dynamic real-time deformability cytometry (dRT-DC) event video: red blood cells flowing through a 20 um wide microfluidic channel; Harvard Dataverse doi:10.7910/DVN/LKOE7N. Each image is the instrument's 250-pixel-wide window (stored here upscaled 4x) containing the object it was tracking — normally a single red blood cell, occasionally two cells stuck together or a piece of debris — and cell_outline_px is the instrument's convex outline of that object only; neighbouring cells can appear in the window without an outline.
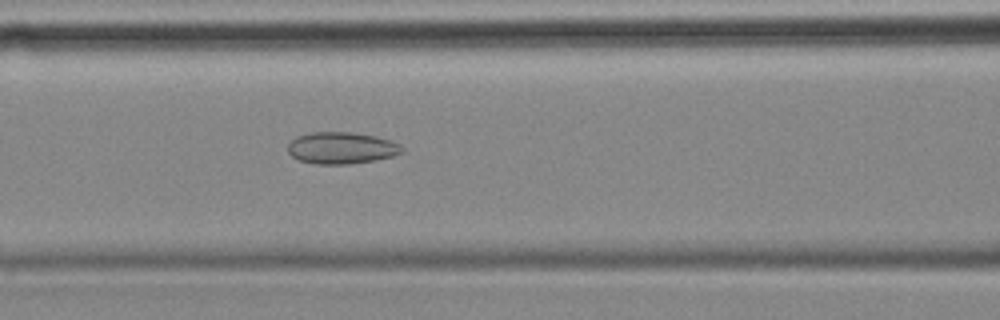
{"species": "common noctule bat (a hibernating species)", "species_latin": "Nyctalus noctula", "temperature_condition": "cold", "stored_images_in_passage": 49, "camera_frame_rate_fps": 3000, "um_per_image_px": 0.085, "animal": {"sex": "female", "body_mass_g": 18.4}, "frame": {"image": 1, "passage_image": 16, "time_ms": 5.0, "image_size_px": [1000, 320], "cell_outline_px": [[404, 152], [392, 156], [376, 160], [348, 164], [316, 164], [300, 160], [292, 156], [288, 152], [288, 144], [296, 136], [312, 132], [352, 132], [376, 136], [400, 144], [404, 148]], "centroid_in_image_um": [29.03, 12.57], "position_along_channel_um": 137.6, "area_um2": 21.15}}
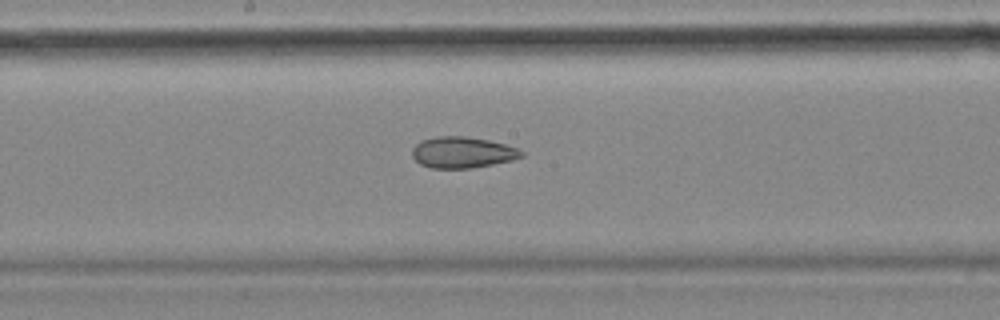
{"frame": {"image": 2, "passage_image": 22, "time_ms": 7.0, "image_size_px": [1000, 320], "cell_outline_px": [[524, 156], [512, 160], [472, 168], [432, 168], [420, 164], [412, 156], [412, 148], [420, 140], [436, 136], [464, 136], [488, 140], [504, 144], [516, 148], [524, 152]], "centroid_in_image_um": [39.28, 12.95], "position_along_channel_um": 208.9, "area_um2": 19.83}}
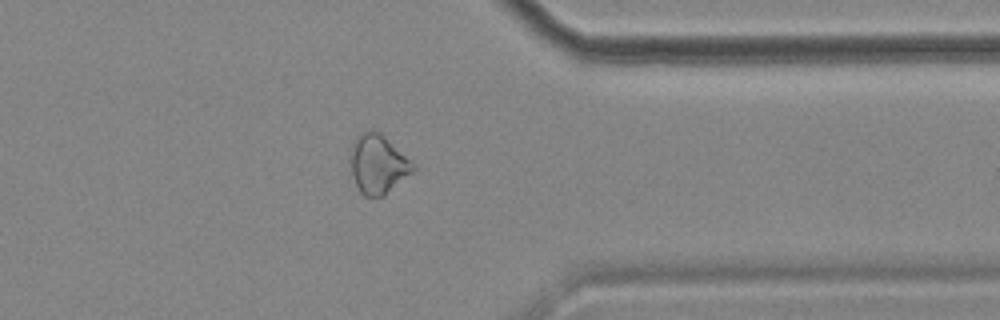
{"frame": {"image": 3, "passage_image": 37, "time_ms": 12.0, "image_size_px": [1000, 320], "cell_outline_px": [[416, 168], [412, 172], [384, 196], [364, 196], [360, 192], [352, 176], [348, 156], [348, 152], [356, 136], [360, 132], [372, 128], [380, 132]], "centroid_in_image_um": [32.04, 13.93], "position_along_channel_um": 379.4, "area_um2": 21.5}, "authors_computed_cell_mechanics": {"area_um2": 22.1952, "velocity_mm_per_s": 3.5813, "shape_relaxation_time_tau1_ms": null, "shape_relaxation_time_tau2_ms": 3.8029, "deformation_change_tau1": null, "deformation_change_tau2": 0.1015}}